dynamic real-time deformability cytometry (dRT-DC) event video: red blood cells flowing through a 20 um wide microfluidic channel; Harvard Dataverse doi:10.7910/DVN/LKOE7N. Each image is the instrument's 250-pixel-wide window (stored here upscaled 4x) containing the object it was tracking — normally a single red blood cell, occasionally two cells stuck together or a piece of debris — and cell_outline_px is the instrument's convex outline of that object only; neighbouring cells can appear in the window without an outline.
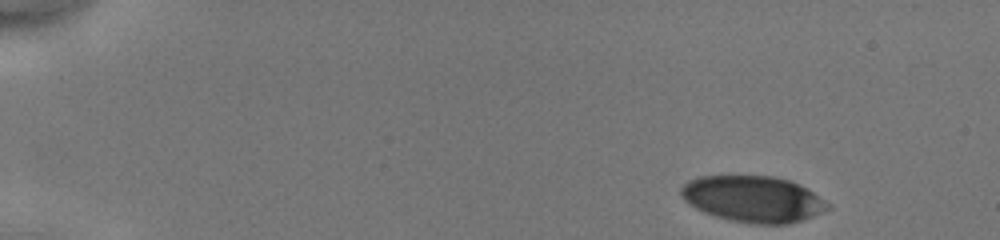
{"species": "human", "species_latin": "Homo sapiens", "temperature_condition": "cold", "stored_images_in_passage": 12, "camera_frame_rate_fps": 3000, "um_per_image_px": 0.085, "donor": {"sex": "male"}, "frame": {"image": 1, "passage_image": 1, "time_ms": 0.0, "image_size_px": [1000, 240], "cell_outline_px": [[832, 208], [804, 220], [788, 224], [752, 224], [732, 220], [716, 216], [704, 212], [688, 204], [684, 200], [680, 192], [680, 188], [688, 180], [700, 176], [772, 176], [788, 180], [800, 184], [832, 204]], "centroid_in_image_um": [64.05, 16.92], "position_along_channel_um": 21.0, "area_um2": 39.77}}